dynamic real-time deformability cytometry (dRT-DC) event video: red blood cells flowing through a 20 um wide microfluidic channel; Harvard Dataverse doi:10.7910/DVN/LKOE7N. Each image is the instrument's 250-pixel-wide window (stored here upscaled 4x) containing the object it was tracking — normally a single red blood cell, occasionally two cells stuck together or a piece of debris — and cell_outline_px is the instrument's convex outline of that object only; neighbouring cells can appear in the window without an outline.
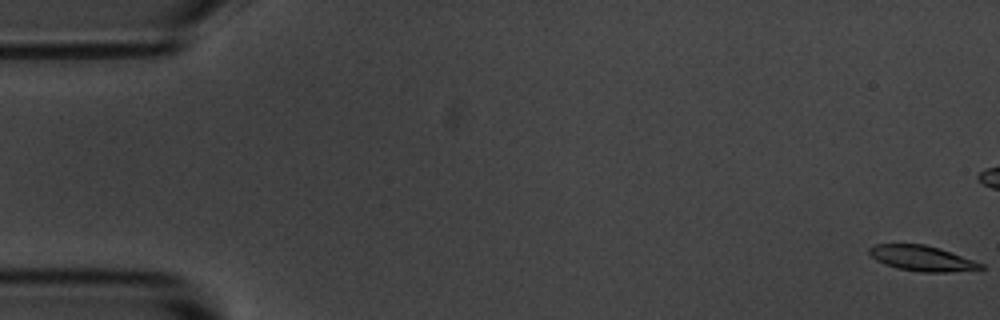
{"species": "common noctule bat (a hibernating species)", "species_latin": "Nyctalus noctula", "temperature_condition": "room temperature", "stored_images_in_passage": 58, "camera_frame_rate_fps": 3000, "um_per_image_px": 0.085, "animal": {"sex": "male", "body_mass_g": 20.1, "forearm_length_mm": 53.5}, "frame": {"image": 1, "passage_image": 1, "time_ms": 0.0, "image_size_px": [1000, 320], "cell_outline_px": [[984, 268], [948, 272], [920, 272], [900, 268], [884, 264], [876, 260], [868, 252], [868, 248], [876, 244], [924, 244], [940, 248], [984, 264]], "centroid_in_image_um": [78.35, 21.95], "position_along_channel_um": 6.6, "area_um2": 16.3}}
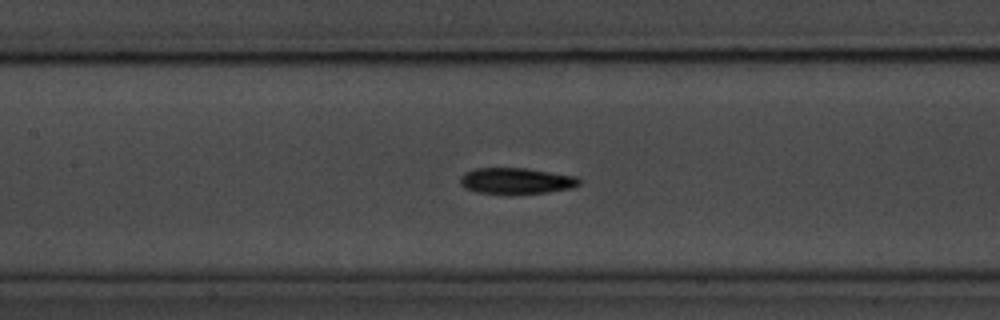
{"frame": {"image": 2, "passage_image": 26, "time_ms": 8.333, "image_size_px": [1000, 320], "cell_outline_px": [[580, 184], [572, 188], [548, 192], [476, 192], [464, 188], [460, 184], [460, 176], [476, 168], [528, 168], [576, 176], [580, 180]], "centroid_in_image_um": [43.9, 15.34], "position_along_channel_um": 163.5, "area_um2": 17.63}}
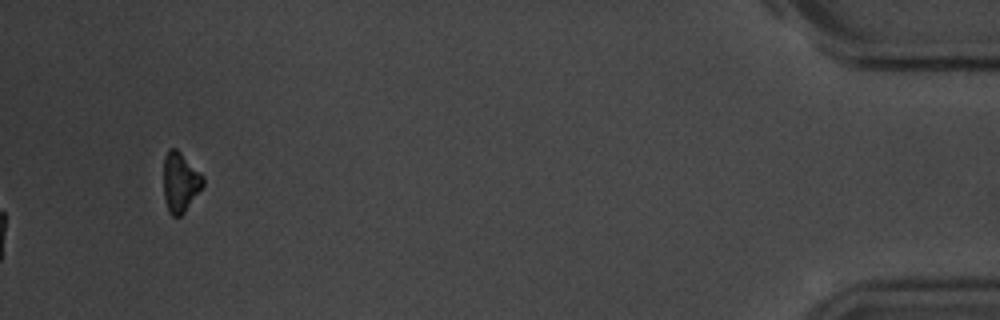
{"frame": {"image": 3, "passage_image": 58, "time_ms": 19.0, "image_size_px": [1000, 320], "cell_outline_px": [[204, 184], [184, 212], [180, 216], [172, 216], [168, 212], [164, 196], [164, 156], [168, 148], [176, 148], [204, 176]], "centroid_in_image_um": [15.31, 15.47], "position_along_channel_um": 419.9, "area_um2": 13.64}, "authors_computed_cell_mechanics": {"area_um2": 17.629, "velocity_mm_per_s": 3.5785, "shape_relaxation_time_tau1_ms": 3.4129, "shape_relaxation_time_tau2_ms": 4.2456, "deformation_change_tau1": 0.1463, "deformation_change_tau2": 0.1018}}